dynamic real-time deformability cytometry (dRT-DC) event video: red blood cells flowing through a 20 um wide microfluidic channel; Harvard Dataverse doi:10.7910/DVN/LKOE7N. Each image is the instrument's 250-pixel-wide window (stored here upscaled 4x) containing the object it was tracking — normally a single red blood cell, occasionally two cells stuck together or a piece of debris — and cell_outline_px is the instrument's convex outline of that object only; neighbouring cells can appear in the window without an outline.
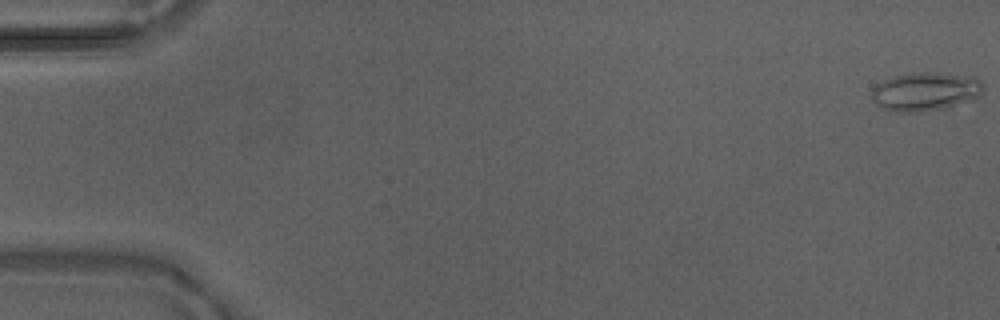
{"species": "Egyptian fruit bat (a non-hibernating species)", "species_latin": "Rousettus aegyptiacus", "temperature_condition": "warm", "stored_images_in_passage": 50, "camera_frame_rate_fps": 3000, "um_per_image_px": 0.085, "animal": {"sex": "male"}, "frame": {"image": 1, "passage_image": 1, "time_ms": 0.0, "image_size_px": [1000, 320], "cell_outline_px": [[984, 88], [980, 96], [948, 108], [916, 112], [896, 112], [880, 108], [872, 100], [872, 88], [884, 80], [896, 76], [912, 72], [928, 72], [976, 76], [984, 84]], "centroid_in_image_um": [78.68, 7.78], "position_along_channel_um": 6.3, "area_um2": 25.37}}
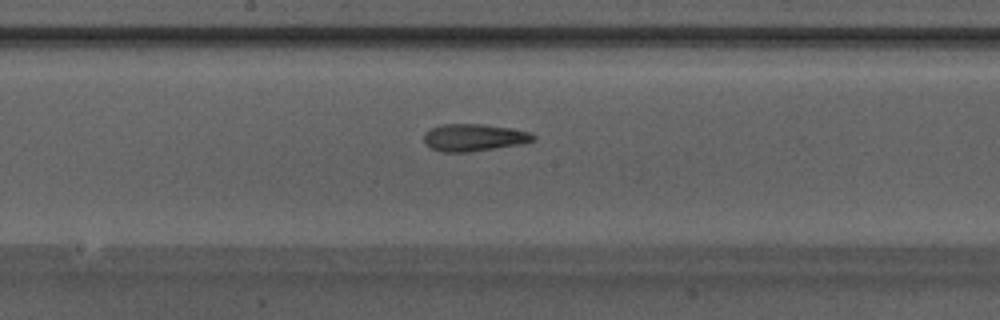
{"frame": {"image": 2, "passage_image": 27, "time_ms": 8.667, "image_size_px": [1000, 320], "cell_outline_px": [[536, 140], [524, 144], [472, 152], [440, 152], [424, 144], [424, 132], [432, 128], [444, 124], [484, 124], [512, 128], [532, 132], [536, 136]], "centroid_in_image_um": [40.34, 11.7], "position_along_channel_um": 207.9, "area_um2": 17.74}}
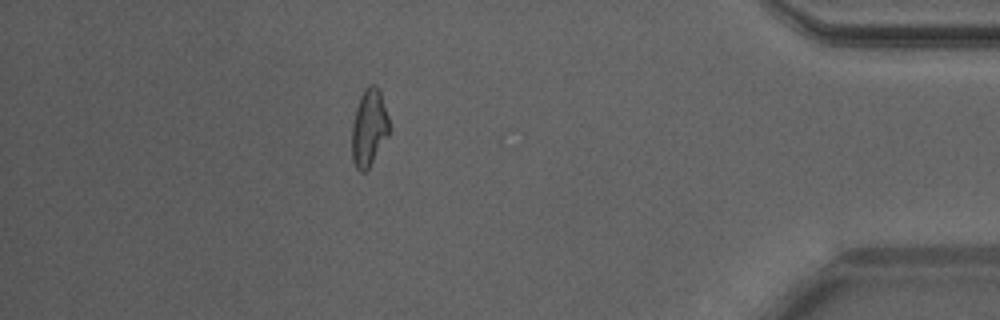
{"frame": {"image": 3, "passage_image": 44, "time_ms": 14.333, "image_size_px": [1000, 320], "cell_outline_px": [[392, 128], [388, 136], [368, 168], [364, 172], [360, 172], [356, 168], [352, 160], [352, 124], [356, 108], [360, 96], [364, 88], [368, 84], [376, 84], [380, 92]], "centroid_in_image_um": [31.37, 10.84], "position_along_channel_um": 403.8, "area_um2": 16.94}, "authors_computed_cell_mechanics": {"area_um2": 17.34, "velocity_mm_per_s": 4.233, "shape_relaxation_time_tau1_ms": 8.4806, "shape_relaxation_time_tau2_ms": 2.5277, "deformation_change_tau1": 0.2214, "deformation_change_tau2": 0.1277}}